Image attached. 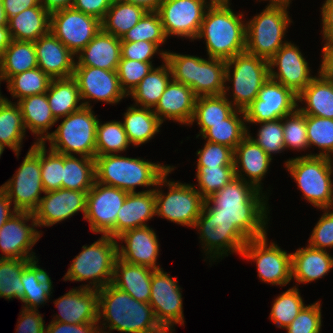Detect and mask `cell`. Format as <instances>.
<instances>
[{
    "instance_id": "cell-1",
    "label": "cell",
    "mask_w": 333,
    "mask_h": 333,
    "mask_svg": "<svg viewBox=\"0 0 333 333\" xmlns=\"http://www.w3.org/2000/svg\"><path fill=\"white\" fill-rule=\"evenodd\" d=\"M263 192L235 177L207 198L203 207L216 219L232 222L248 240L260 238L267 235L270 220L269 198Z\"/></svg>"
},
{
    "instance_id": "cell-2",
    "label": "cell",
    "mask_w": 333,
    "mask_h": 333,
    "mask_svg": "<svg viewBox=\"0 0 333 333\" xmlns=\"http://www.w3.org/2000/svg\"><path fill=\"white\" fill-rule=\"evenodd\" d=\"M97 291L101 333L113 330L121 333H168L157 321L149 303L134 299L111 283ZM107 328L109 331H104Z\"/></svg>"
},
{
    "instance_id": "cell-3",
    "label": "cell",
    "mask_w": 333,
    "mask_h": 333,
    "mask_svg": "<svg viewBox=\"0 0 333 333\" xmlns=\"http://www.w3.org/2000/svg\"><path fill=\"white\" fill-rule=\"evenodd\" d=\"M230 5V0H214L204 14L196 40L203 38L210 58L228 61L246 50L244 13Z\"/></svg>"
},
{
    "instance_id": "cell-4",
    "label": "cell",
    "mask_w": 333,
    "mask_h": 333,
    "mask_svg": "<svg viewBox=\"0 0 333 333\" xmlns=\"http://www.w3.org/2000/svg\"><path fill=\"white\" fill-rule=\"evenodd\" d=\"M94 159L95 181L128 193L136 192L137 186L154 190L159 179L172 167L120 154L95 156Z\"/></svg>"
},
{
    "instance_id": "cell-5",
    "label": "cell",
    "mask_w": 333,
    "mask_h": 333,
    "mask_svg": "<svg viewBox=\"0 0 333 333\" xmlns=\"http://www.w3.org/2000/svg\"><path fill=\"white\" fill-rule=\"evenodd\" d=\"M165 62L170 67L172 80L191 88L197 97L224 94L225 60L204 59L169 50L165 54Z\"/></svg>"
},
{
    "instance_id": "cell-6",
    "label": "cell",
    "mask_w": 333,
    "mask_h": 333,
    "mask_svg": "<svg viewBox=\"0 0 333 333\" xmlns=\"http://www.w3.org/2000/svg\"><path fill=\"white\" fill-rule=\"evenodd\" d=\"M118 258V242L109 235L101 237L91 245H83L63 277V281L88 282L80 285L99 290L113 279L115 262Z\"/></svg>"
},
{
    "instance_id": "cell-7",
    "label": "cell",
    "mask_w": 333,
    "mask_h": 333,
    "mask_svg": "<svg viewBox=\"0 0 333 333\" xmlns=\"http://www.w3.org/2000/svg\"><path fill=\"white\" fill-rule=\"evenodd\" d=\"M284 164L307 202L317 210L333 208L332 158L297 156Z\"/></svg>"
},
{
    "instance_id": "cell-8",
    "label": "cell",
    "mask_w": 333,
    "mask_h": 333,
    "mask_svg": "<svg viewBox=\"0 0 333 333\" xmlns=\"http://www.w3.org/2000/svg\"><path fill=\"white\" fill-rule=\"evenodd\" d=\"M269 78L268 60L246 51L226 61L225 97L238 109L244 111L257 97L260 88ZM230 87L232 94L229 92ZM229 94H228V93ZM227 95V96H226ZM232 96V98L230 99Z\"/></svg>"
},
{
    "instance_id": "cell-9",
    "label": "cell",
    "mask_w": 333,
    "mask_h": 333,
    "mask_svg": "<svg viewBox=\"0 0 333 333\" xmlns=\"http://www.w3.org/2000/svg\"><path fill=\"white\" fill-rule=\"evenodd\" d=\"M60 125L50 133L46 141L50 149L64 155H77L95 158L96 130L98 117L92 107L83 106L80 110L61 118Z\"/></svg>"
},
{
    "instance_id": "cell-10",
    "label": "cell",
    "mask_w": 333,
    "mask_h": 333,
    "mask_svg": "<svg viewBox=\"0 0 333 333\" xmlns=\"http://www.w3.org/2000/svg\"><path fill=\"white\" fill-rule=\"evenodd\" d=\"M174 168L172 165L159 179L154 189L156 216L192 228L201 214L205 199L194 185L167 180L169 173L174 171ZM163 186L168 187L166 194L161 190Z\"/></svg>"
},
{
    "instance_id": "cell-11",
    "label": "cell",
    "mask_w": 333,
    "mask_h": 333,
    "mask_svg": "<svg viewBox=\"0 0 333 333\" xmlns=\"http://www.w3.org/2000/svg\"><path fill=\"white\" fill-rule=\"evenodd\" d=\"M289 8L266 6L260 13L246 21V52L266 60L288 41L286 32L292 19ZM284 39V41H283Z\"/></svg>"
},
{
    "instance_id": "cell-12",
    "label": "cell",
    "mask_w": 333,
    "mask_h": 333,
    "mask_svg": "<svg viewBox=\"0 0 333 333\" xmlns=\"http://www.w3.org/2000/svg\"><path fill=\"white\" fill-rule=\"evenodd\" d=\"M33 143L12 178L0 186L17 211L33 212L42 198L41 193L45 194L41 181L40 143Z\"/></svg>"
},
{
    "instance_id": "cell-13",
    "label": "cell",
    "mask_w": 333,
    "mask_h": 333,
    "mask_svg": "<svg viewBox=\"0 0 333 333\" xmlns=\"http://www.w3.org/2000/svg\"><path fill=\"white\" fill-rule=\"evenodd\" d=\"M193 228L199 231V243H202L206 255L204 261L209 259V262H216L228 256V253L241 255L248 241L232 222L216 219L204 207Z\"/></svg>"
},
{
    "instance_id": "cell-14",
    "label": "cell",
    "mask_w": 333,
    "mask_h": 333,
    "mask_svg": "<svg viewBox=\"0 0 333 333\" xmlns=\"http://www.w3.org/2000/svg\"><path fill=\"white\" fill-rule=\"evenodd\" d=\"M267 235L250 239L241 251V257L256 263L258 277L264 283L286 286L292 280L291 253L275 244H268Z\"/></svg>"
},
{
    "instance_id": "cell-15",
    "label": "cell",
    "mask_w": 333,
    "mask_h": 333,
    "mask_svg": "<svg viewBox=\"0 0 333 333\" xmlns=\"http://www.w3.org/2000/svg\"><path fill=\"white\" fill-rule=\"evenodd\" d=\"M128 192L94 182L86 196V212L83 219L89 222L93 233L109 235L116 239L117 213Z\"/></svg>"
},
{
    "instance_id": "cell-16",
    "label": "cell",
    "mask_w": 333,
    "mask_h": 333,
    "mask_svg": "<svg viewBox=\"0 0 333 333\" xmlns=\"http://www.w3.org/2000/svg\"><path fill=\"white\" fill-rule=\"evenodd\" d=\"M149 304L160 325L174 333V325L184 326L183 298L178 280L164 272L163 268L154 269L151 280Z\"/></svg>"
},
{
    "instance_id": "cell-17",
    "label": "cell",
    "mask_w": 333,
    "mask_h": 333,
    "mask_svg": "<svg viewBox=\"0 0 333 333\" xmlns=\"http://www.w3.org/2000/svg\"><path fill=\"white\" fill-rule=\"evenodd\" d=\"M101 21L74 8L50 13V31L77 56L101 30Z\"/></svg>"
},
{
    "instance_id": "cell-18",
    "label": "cell",
    "mask_w": 333,
    "mask_h": 333,
    "mask_svg": "<svg viewBox=\"0 0 333 333\" xmlns=\"http://www.w3.org/2000/svg\"><path fill=\"white\" fill-rule=\"evenodd\" d=\"M214 0H163L157 11L167 38L178 36L194 41L207 8Z\"/></svg>"
},
{
    "instance_id": "cell-19",
    "label": "cell",
    "mask_w": 333,
    "mask_h": 333,
    "mask_svg": "<svg viewBox=\"0 0 333 333\" xmlns=\"http://www.w3.org/2000/svg\"><path fill=\"white\" fill-rule=\"evenodd\" d=\"M31 221V224L28 222ZM33 213L17 211L0 228V258L35 260L32 247L40 239Z\"/></svg>"
},
{
    "instance_id": "cell-20",
    "label": "cell",
    "mask_w": 333,
    "mask_h": 333,
    "mask_svg": "<svg viewBox=\"0 0 333 333\" xmlns=\"http://www.w3.org/2000/svg\"><path fill=\"white\" fill-rule=\"evenodd\" d=\"M297 94L283 84L268 78L257 97L244 110L247 123L274 121L297 110Z\"/></svg>"
},
{
    "instance_id": "cell-21",
    "label": "cell",
    "mask_w": 333,
    "mask_h": 333,
    "mask_svg": "<svg viewBox=\"0 0 333 333\" xmlns=\"http://www.w3.org/2000/svg\"><path fill=\"white\" fill-rule=\"evenodd\" d=\"M73 77L77 80L80 98L85 107L93 108L91 100L115 105L127 97L121 88L117 71L75 67Z\"/></svg>"
},
{
    "instance_id": "cell-22",
    "label": "cell",
    "mask_w": 333,
    "mask_h": 333,
    "mask_svg": "<svg viewBox=\"0 0 333 333\" xmlns=\"http://www.w3.org/2000/svg\"><path fill=\"white\" fill-rule=\"evenodd\" d=\"M268 62L269 78L290 88L297 95L316 77L311 74L299 47L291 41L284 44Z\"/></svg>"
},
{
    "instance_id": "cell-23",
    "label": "cell",
    "mask_w": 333,
    "mask_h": 333,
    "mask_svg": "<svg viewBox=\"0 0 333 333\" xmlns=\"http://www.w3.org/2000/svg\"><path fill=\"white\" fill-rule=\"evenodd\" d=\"M87 192L63 188L45 192L38 207L32 212L37 226H53L78 212L85 216Z\"/></svg>"
},
{
    "instance_id": "cell-24",
    "label": "cell",
    "mask_w": 333,
    "mask_h": 333,
    "mask_svg": "<svg viewBox=\"0 0 333 333\" xmlns=\"http://www.w3.org/2000/svg\"><path fill=\"white\" fill-rule=\"evenodd\" d=\"M116 240L121 241V244L118 243L119 259L129 264L161 269L157 263L160 243L156 232L150 226L124 231Z\"/></svg>"
},
{
    "instance_id": "cell-25",
    "label": "cell",
    "mask_w": 333,
    "mask_h": 333,
    "mask_svg": "<svg viewBox=\"0 0 333 333\" xmlns=\"http://www.w3.org/2000/svg\"><path fill=\"white\" fill-rule=\"evenodd\" d=\"M54 301L59 314L53 315L51 321L68 324L98 322V291L95 289L71 288Z\"/></svg>"
},
{
    "instance_id": "cell-26",
    "label": "cell",
    "mask_w": 333,
    "mask_h": 333,
    "mask_svg": "<svg viewBox=\"0 0 333 333\" xmlns=\"http://www.w3.org/2000/svg\"><path fill=\"white\" fill-rule=\"evenodd\" d=\"M38 67L51 79L74 74L76 56L49 31L34 42Z\"/></svg>"
},
{
    "instance_id": "cell-27",
    "label": "cell",
    "mask_w": 333,
    "mask_h": 333,
    "mask_svg": "<svg viewBox=\"0 0 333 333\" xmlns=\"http://www.w3.org/2000/svg\"><path fill=\"white\" fill-rule=\"evenodd\" d=\"M272 160L273 158L247 134L234 149L235 175L262 191L261 181L267 174Z\"/></svg>"
},
{
    "instance_id": "cell-28",
    "label": "cell",
    "mask_w": 333,
    "mask_h": 333,
    "mask_svg": "<svg viewBox=\"0 0 333 333\" xmlns=\"http://www.w3.org/2000/svg\"><path fill=\"white\" fill-rule=\"evenodd\" d=\"M197 96L183 83L171 80L153 109L159 120H173L178 124L190 125L194 115Z\"/></svg>"
},
{
    "instance_id": "cell-29",
    "label": "cell",
    "mask_w": 333,
    "mask_h": 333,
    "mask_svg": "<svg viewBox=\"0 0 333 333\" xmlns=\"http://www.w3.org/2000/svg\"><path fill=\"white\" fill-rule=\"evenodd\" d=\"M121 39L102 28L76 56L75 67H95L117 71L121 59Z\"/></svg>"
},
{
    "instance_id": "cell-30",
    "label": "cell",
    "mask_w": 333,
    "mask_h": 333,
    "mask_svg": "<svg viewBox=\"0 0 333 333\" xmlns=\"http://www.w3.org/2000/svg\"><path fill=\"white\" fill-rule=\"evenodd\" d=\"M156 216V199L154 190L128 193L117 213L116 238L124 231L146 227L149 220Z\"/></svg>"
},
{
    "instance_id": "cell-31",
    "label": "cell",
    "mask_w": 333,
    "mask_h": 333,
    "mask_svg": "<svg viewBox=\"0 0 333 333\" xmlns=\"http://www.w3.org/2000/svg\"><path fill=\"white\" fill-rule=\"evenodd\" d=\"M333 268V255L309 245L291 253L292 279L297 284L311 283L326 276Z\"/></svg>"
},
{
    "instance_id": "cell-32",
    "label": "cell",
    "mask_w": 333,
    "mask_h": 333,
    "mask_svg": "<svg viewBox=\"0 0 333 333\" xmlns=\"http://www.w3.org/2000/svg\"><path fill=\"white\" fill-rule=\"evenodd\" d=\"M153 270L117 258L111 284L130 294L134 299L149 303Z\"/></svg>"
},
{
    "instance_id": "cell-33",
    "label": "cell",
    "mask_w": 333,
    "mask_h": 333,
    "mask_svg": "<svg viewBox=\"0 0 333 333\" xmlns=\"http://www.w3.org/2000/svg\"><path fill=\"white\" fill-rule=\"evenodd\" d=\"M297 102V109L305 115L333 119V81L318 71L316 77L297 95ZM300 102L303 107L299 106Z\"/></svg>"
},
{
    "instance_id": "cell-34",
    "label": "cell",
    "mask_w": 333,
    "mask_h": 333,
    "mask_svg": "<svg viewBox=\"0 0 333 333\" xmlns=\"http://www.w3.org/2000/svg\"><path fill=\"white\" fill-rule=\"evenodd\" d=\"M18 105L22 112L23 123L26 130H30L37 140L43 143L50 135L48 130L57 123L47 100V94H35L19 100Z\"/></svg>"
},
{
    "instance_id": "cell-35",
    "label": "cell",
    "mask_w": 333,
    "mask_h": 333,
    "mask_svg": "<svg viewBox=\"0 0 333 333\" xmlns=\"http://www.w3.org/2000/svg\"><path fill=\"white\" fill-rule=\"evenodd\" d=\"M13 40L35 42L50 31V13L42 6L27 8L8 19Z\"/></svg>"
},
{
    "instance_id": "cell-36",
    "label": "cell",
    "mask_w": 333,
    "mask_h": 333,
    "mask_svg": "<svg viewBox=\"0 0 333 333\" xmlns=\"http://www.w3.org/2000/svg\"><path fill=\"white\" fill-rule=\"evenodd\" d=\"M38 259L32 260L22 271L21 282L24 285V296L20 300L23 308L38 310L52 297L53 281L46 269L38 265Z\"/></svg>"
},
{
    "instance_id": "cell-37",
    "label": "cell",
    "mask_w": 333,
    "mask_h": 333,
    "mask_svg": "<svg viewBox=\"0 0 333 333\" xmlns=\"http://www.w3.org/2000/svg\"><path fill=\"white\" fill-rule=\"evenodd\" d=\"M122 122L131 145L140 146L150 141L160 132L162 122L153 109L129 106L123 114Z\"/></svg>"
},
{
    "instance_id": "cell-38",
    "label": "cell",
    "mask_w": 333,
    "mask_h": 333,
    "mask_svg": "<svg viewBox=\"0 0 333 333\" xmlns=\"http://www.w3.org/2000/svg\"><path fill=\"white\" fill-rule=\"evenodd\" d=\"M46 94L51 112L57 122L83 107L78 83L73 76L52 79Z\"/></svg>"
},
{
    "instance_id": "cell-39",
    "label": "cell",
    "mask_w": 333,
    "mask_h": 333,
    "mask_svg": "<svg viewBox=\"0 0 333 333\" xmlns=\"http://www.w3.org/2000/svg\"><path fill=\"white\" fill-rule=\"evenodd\" d=\"M171 80L170 67L162 61V65L154 67L128 97L133 98L134 106L154 109Z\"/></svg>"
},
{
    "instance_id": "cell-40",
    "label": "cell",
    "mask_w": 333,
    "mask_h": 333,
    "mask_svg": "<svg viewBox=\"0 0 333 333\" xmlns=\"http://www.w3.org/2000/svg\"><path fill=\"white\" fill-rule=\"evenodd\" d=\"M38 67L32 41H11L0 57V77L7 82L12 76Z\"/></svg>"
},
{
    "instance_id": "cell-41",
    "label": "cell",
    "mask_w": 333,
    "mask_h": 333,
    "mask_svg": "<svg viewBox=\"0 0 333 333\" xmlns=\"http://www.w3.org/2000/svg\"><path fill=\"white\" fill-rule=\"evenodd\" d=\"M235 110L236 108L225 95L197 97L194 115L190 122V125L196 122L200 128L196 138L201 137L209 129V124L223 122Z\"/></svg>"
},
{
    "instance_id": "cell-42",
    "label": "cell",
    "mask_w": 333,
    "mask_h": 333,
    "mask_svg": "<svg viewBox=\"0 0 333 333\" xmlns=\"http://www.w3.org/2000/svg\"><path fill=\"white\" fill-rule=\"evenodd\" d=\"M26 129L17 102L7 101L0 107V144L12 149L19 158Z\"/></svg>"
},
{
    "instance_id": "cell-43",
    "label": "cell",
    "mask_w": 333,
    "mask_h": 333,
    "mask_svg": "<svg viewBox=\"0 0 333 333\" xmlns=\"http://www.w3.org/2000/svg\"><path fill=\"white\" fill-rule=\"evenodd\" d=\"M146 13L147 11L140 6L113 0L101 21V26L105 32L121 39Z\"/></svg>"
},
{
    "instance_id": "cell-44",
    "label": "cell",
    "mask_w": 333,
    "mask_h": 333,
    "mask_svg": "<svg viewBox=\"0 0 333 333\" xmlns=\"http://www.w3.org/2000/svg\"><path fill=\"white\" fill-rule=\"evenodd\" d=\"M78 157L63 154L62 188L89 191L95 182V159Z\"/></svg>"
},
{
    "instance_id": "cell-45",
    "label": "cell",
    "mask_w": 333,
    "mask_h": 333,
    "mask_svg": "<svg viewBox=\"0 0 333 333\" xmlns=\"http://www.w3.org/2000/svg\"><path fill=\"white\" fill-rule=\"evenodd\" d=\"M245 113L236 109L228 118L218 124H209V129L201 136L205 141L218 143L231 148L235 147L247 135Z\"/></svg>"
},
{
    "instance_id": "cell-46",
    "label": "cell",
    "mask_w": 333,
    "mask_h": 333,
    "mask_svg": "<svg viewBox=\"0 0 333 333\" xmlns=\"http://www.w3.org/2000/svg\"><path fill=\"white\" fill-rule=\"evenodd\" d=\"M130 145L122 122L112 120L102 124L98 121L95 156L121 153Z\"/></svg>"
},
{
    "instance_id": "cell-47",
    "label": "cell",
    "mask_w": 333,
    "mask_h": 333,
    "mask_svg": "<svg viewBox=\"0 0 333 333\" xmlns=\"http://www.w3.org/2000/svg\"><path fill=\"white\" fill-rule=\"evenodd\" d=\"M51 78L39 67L12 76L6 83L7 89L17 102L25 97L48 91Z\"/></svg>"
},
{
    "instance_id": "cell-48",
    "label": "cell",
    "mask_w": 333,
    "mask_h": 333,
    "mask_svg": "<svg viewBox=\"0 0 333 333\" xmlns=\"http://www.w3.org/2000/svg\"><path fill=\"white\" fill-rule=\"evenodd\" d=\"M32 260L0 258V298L21 300L24 285L21 282L23 269Z\"/></svg>"
},
{
    "instance_id": "cell-49",
    "label": "cell",
    "mask_w": 333,
    "mask_h": 333,
    "mask_svg": "<svg viewBox=\"0 0 333 333\" xmlns=\"http://www.w3.org/2000/svg\"><path fill=\"white\" fill-rule=\"evenodd\" d=\"M305 303L298 286H293L278 295L272 304L269 319L278 328L285 329L299 314Z\"/></svg>"
},
{
    "instance_id": "cell-50",
    "label": "cell",
    "mask_w": 333,
    "mask_h": 333,
    "mask_svg": "<svg viewBox=\"0 0 333 333\" xmlns=\"http://www.w3.org/2000/svg\"><path fill=\"white\" fill-rule=\"evenodd\" d=\"M309 148H319V153L302 156H325L333 158V119L306 115Z\"/></svg>"
},
{
    "instance_id": "cell-51",
    "label": "cell",
    "mask_w": 333,
    "mask_h": 333,
    "mask_svg": "<svg viewBox=\"0 0 333 333\" xmlns=\"http://www.w3.org/2000/svg\"><path fill=\"white\" fill-rule=\"evenodd\" d=\"M160 15L157 11L147 12L139 22L121 38V42L148 41L155 43L159 48L166 42Z\"/></svg>"
},
{
    "instance_id": "cell-52",
    "label": "cell",
    "mask_w": 333,
    "mask_h": 333,
    "mask_svg": "<svg viewBox=\"0 0 333 333\" xmlns=\"http://www.w3.org/2000/svg\"><path fill=\"white\" fill-rule=\"evenodd\" d=\"M196 169L198 188L195 184L194 187L205 200L236 177L234 166L196 167Z\"/></svg>"
},
{
    "instance_id": "cell-53",
    "label": "cell",
    "mask_w": 333,
    "mask_h": 333,
    "mask_svg": "<svg viewBox=\"0 0 333 333\" xmlns=\"http://www.w3.org/2000/svg\"><path fill=\"white\" fill-rule=\"evenodd\" d=\"M46 148V143H40L41 181L48 192L62 188L63 154Z\"/></svg>"
},
{
    "instance_id": "cell-54",
    "label": "cell",
    "mask_w": 333,
    "mask_h": 333,
    "mask_svg": "<svg viewBox=\"0 0 333 333\" xmlns=\"http://www.w3.org/2000/svg\"><path fill=\"white\" fill-rule=\"evenodd\" d=\"M259 124L260 128L257 131L255 137L250 135V131L247 130V134L272 158L273 154L282 153L285 151L284 139H283V123L282 118L274 121H263L259 123H246Z\"/></svg>"
},
{
    "instance_id": "cell-55",
    "label": "cell",
    "mask_w": 333,
    "mask_h": 333,
    "mask_svg": "<svg viewBox=\"0 0 333 333\" xmlns=\"http://www.w3.org/2000/svg\"><path fill=\"white\" fill-rule=\"evenodd\" d=\"M285 149L304 151L309 148L306 115L298 109L282 118Z\"/></svg>"
},
{
    "instance_id": "cell-56",
    "label": "cell",
    "mask_w": 333,
    "mask_h": 333,
    "mask_svg": "<svg viewBox=\"0 0 333 333\" xmlns=\"http://www.w3.org/2000/svg\"><path fill=\"white\" fill-rule=\"evenodd\" d=\"M153 68V63L120 59L117 67V75L121 88L127 96Z\"/></svg>"
},
{
    "instance_id": "cell-57",
    "label": "cell",
    "mask_w": 333,
    "mask_h": 333,
    "mask_svg": "<svg viewBox=\"0 0 333 333\" xmlns=\"http://www.w3.org/2000/svg\"><path fill=\"white\" fill-rule=\"evenodd\" d=\"M321 301L305 305L291 324L285 328L287 333H321Z\"/></svg>"
},
{
    "instance_id": "cell-58",
    "label": "cell",
    "mask_w": 333,
    "mask_h": 333,
    "mask_svg": "<svg viewBox=\"0 0 333 333\" xmlns=\"http://www.w3.org/2000/svg\"><path fill=\"white\" fill-rule=\"evenodd\" d=\"M234 151L224 145L206 141L203 148L196 153L198 155L197 167L234 166Z\"/></svg>"
},
{
    "instance_id": "cell-59",
    "label": "cell",
    "mask_w": 333,
    "mask_h": 333,
    "mask_svg": "<svg viewBox=\"0 0 333 333\" xmlns=\"http://www.w3.org/2000/svg\"><path fill=\"white\" fill-rule=\"evenodd\" d=\"M323 214L317 221L308 240V245L320 249L333 248V208L320 209ZM328 248V249H326Z\"/></svg>"
},
{
    "instance_id": "cell-60",
    "label": "cell",
    "mask_w": 333,
    "mask_h": 333,
    "mask_svg": "<svg viewBox=\"0 0 333 333\" xmlns=\"http://www.w3.org/2000/svg\"><path fill=\"white\" fill-rule=\"evenodd\" d=\"M167 50L160 48L153 42L138 41V42H121V59H130L145 63H152L153 56L159 54L162 61H165Z\"/></svg>"
},
{
    "instance_id": "cell-61",
    "label": "cell",
    "mask_w": 333,
    "mask_h": 333,
    "mask_svg": "<svg viewBox=\"0 0 333 333\" xmlns=\"http://www.w3.org/2000/svg\"><path fill=\"white\" fill-rule=\"evenodd\" d=\"M38 310L22 308L16 333H45V322Z\"/></svg>"
},
{
    "instance_id": "cell-62",
    "label": "cell",
    "mask_w": 333,
    "mask_h": 333,
    "mask_svg": "<svg viewBox=\"0 0 333 333\" xmlns=\"http://www.w3.org/2000/svg\"><path fill=\"white\" fill-rule=\"evenodd\" d=\"M113 0H74L72 8L102 21Z\"/></svg>"
},
{
    "instance_id": "cell-63",
    "label": "cell",
    "mask_w": 333,
    "mask_h": 333,
    "mask_svg": "<svg viewBox=\"0 0 333 333\" xmlns=\"http://www.w3.org/2000/svg\"><path fill=\"white\" fill-rule=\"evenodd\" d=\"M45 333H101L98 322L84 324H68L51 321Z\"/></svg>"
},
{
    "instance_id": "cell-64",
    "label": "cell",
    "mask_w": 333,
    "mask_h": 333,
    "mask_svg": "<svg viewBox=\"0 0 333 333\" xmlns=\"http://www.w3.org/2000/svg\"><path fill=\"white\" fill-rule=\"evenodd\" d=\"M323 43L333 42V0H325L321 7Z\"/></svg>"
},
{
    "instance_id": "cell-65",
    "label": "cell",
    "mask_w": 333,
    "mask_h": 333,
    "mask_svg": "<svg viewBox=\"0 0 333 333\" xmlns=\"http://www.w3.org/2000/svg\"><path fill=\"white\" fill-rule=\"evenodd\" d=\"M7 19L18 15L27 8L34 7L40 4V0H2Z\"/></svg>"
},
{
    "instance_id": "cell-66",
    "label": "cell",
    "mask_w": 333,
    "mask_h": 333,
    "mask_svg": "<svg viewBox=\"0 0 333 333\" xmlns=\"http://www.w3.org/2000/svg\"><path fill=\"white\" fill-rule=\"evenodd\" d=\"M322 61L319 72L328 80L333 81V42L325 43L322 48Z\"/></svg>"
},
{
    "instance_id": "cell-67",
    "label": "cell",
    "mask_w": 333,
    "mask_h": 333,
    "mask_svg": "<svg viewBox=\"0 0 333 333\" xmlns=\"http://www.w3.org/2000/svg\"><path fill=\"white\" fill-rule=\"evenodd\" d=\"M12 203L7 197L6 193L0 188V228L4 223L17 212L16 209H12Z\"/></svg>"
},
{
    "instance_id": "cell-68",
    "label": "cell",
    "mask_w": 333,
    "mask_h": 333,
    "mask_svg": "<svg viewBox=\"0 0 333 333\" xmlns=\"http://www.w3.org/2000/svg\"><path fill=\"white\" fill-rule=\"evenodd\" d=\"M74 0H40V4L49 12L72 7Z\"/></svg>"
},
{
    "instance_id": "cell-69",
    "label": "cell",
    "mask_w": 333,
    "mask_h": 333,
    "mask_svg": "<svg viewBox=\"0 0 333 333\" xmlns=\"http://www.w3.org/2000/svg\"><path fill=\"white\" fill-rule=\"evenodd\" d=\"M127 3H132L134 5L144 8L147 12H155L160 8L163 0H119Z\"/></svg>"
},
{
    "instance_id": "cell-70",
    "label": "cell",
    "mask_w": 333,
    "mask_h": 333,
    "mask_svg": "<svg viewBox=\"0 0 333 333\" xmlns=\"http://www.w3.org/2000/svg\"><path fill=\"white\" fill-rule=\"evenodd\" d=\"M12 41L8 26H0V57Z\"/></svg>"
},
{
    "instance_id": "cell-71",
    "label": "cell",
    "mask_w": 333,
    "mask_h": 333,
    "mask_svg": "<svg viewBox=\"0 0 333 333\" xmlns=\"http://www.w3.org/2000/svg\"><path fill=\"white\" fill-rule=\"evenodd\" d=\"M259 1V0H256ZM262 1V0H260ZM263 1H268V0H263ZM292 0H269L268 6H282L286 8H290V3Z\"/></svg>"
},
{
    "instance_id": "cell-72",
    "label": "cell",
    "mask_w": 333,
    "mask_h": 333,
    "mask_svg": "<svg viewBox=\"0 0 333 333\" xmlns=\"http://www.w3.org/2000/svg\"><path fill=\"white\" fill-rule=\"evenodd\" d=\"M0 26H8V19L5 14L2 0H0Z\"/></svg>"
},
{
    "instance_id": "cell-73",
    "label": "cell",
    "mask_w": 333,
    "mask_h": 333,
    "mask_svg": "<svg viewBox=\"0 0 333 333\" xmlns=\"http://www.w3.org/2000/svg\"><path fill=\"white\" fill-rule=\"evenodd\" d=\"M2 81H4V80L0 77V84H1ZM6 101H7V98L1 94V90H0V107H1Z\"/></svg>"
},
{
    "instance_id": "cell-74",
    "label": "cell",
    "mask_w": 333,
    "mask_h": 333,
    "mask_svg": "<svg viewBox=\"0 0 333 333\" xmlns=\"http://www.w3.org/2000/svg\"><path fill=\"white\" fill-rule=\"evenodd\" d=\"M6 147L0 144V157L3 154V151L5 150Z\"/></svg>"
}]
</instances>
